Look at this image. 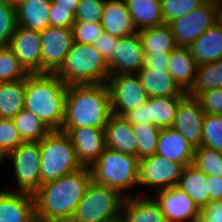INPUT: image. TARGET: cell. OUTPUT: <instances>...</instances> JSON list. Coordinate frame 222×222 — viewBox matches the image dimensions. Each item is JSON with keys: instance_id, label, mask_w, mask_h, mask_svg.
I'll return each mask as SVG.
<instances>
[{"instance_id": "cell-1", "label": "cell", "mask_w": 222, "mask_h": 222, "mask_svg": "<svg viewBox=\"0 0 222 222\" xmlns=\"http://www.w3.org/2000/svg\"><path fill=\"white\" fill-rule=\"evenodd\" d=\"M92 182L89 167L43 183L33 194L35 217L48 222H69Z\"/></svg>"}, {"instance_id": "cell-2", "label": "cell", "mask_w": 222, "mask_h": 222, "mask_svg": "<svg viewBox=\"0 0 222 222\" xmlns=\"http://www.w3.org/2000/svg\"><path fill=\"white\" fill-rule=\"evenodd\" d=\"M111 114L107 83L68 86L62 128L105 129Z\"/></svg>"}, {"instance_id": "cell-3", "label": "cell", "mask_w": 222, "mask_h": 222, "mask_svg": "<svg viewBox=\"0 0 222 222\" xmlns=\"http://www.w3.org/2000/svg\"><path fill=\"white\" fill-rule=\"evenodd\" d=\"M68 85L55 73H34L26 78L24 109L50 130H61Z\"/></svg>"}, {"instance_id": "cell-4", "label": "cell", "mask_w": 222, "mask_h": 222, "mask_svg": "<svg viewBox=\"0 0 222 222\" xmlns=\"http://www.w3.org/2000/svg\"><path fill=\"white\" fill-rule=\"evenodd\" d=\"M55 74L68 86L106 83L110 76L108 63L96 47L76 42Z\"/></svg>"}, {"instance_id": "cell-5", "label": "cell", "mask_w": 222, "mask_h": 222, "mask_svg": "<svg viewBox=\"0 0 222 222\" xmlns=\"http://www.w3.org/2000/svg\"><path fill=\"white\" fill-rule=\"evenodd\" d=\"M92 180L118 191L125 198L131 187L138 186L139 159L137 156L124 154L110 148H105L98 160L90 167Z\"/></svg>"}, {"instance_id": "cell-6", "label": "cell", "mask_w": 222, "mask_h": 222, "mask_svg": "<svg viewBox=\"0 0 222 222\" xmlns=\"http://www.w3.org/2000/svg\"><path fill=\"white\" fill-rule=\"evenodd\" d=\"M41 185L83 168L67 132L51 130L40 142Z\"/></svg>"}, {"instance_id": "cell-7", "label": "cell", "mask_w": 222, "mask_h": 222, "mask_svg": "<svg viewBox=\"0 0 222 222\" xmlns=\"http://www.w3.org/2000/svg\"><path fill=\"white\" fill-rule=\"evenodd\" d=\"M125 197L92 180L69 222H109L121 217Z\"/></svg>"}, {"instance_id": "cell-8", "label": "cell", "mask_w": 222, "mask_h": 222, "mask_svg": "<svg viewBox=\"0 0 222 222\" xmlns=\"http://www.w3.org/2000/svg\"><path fill=\"white\" fill-rule=\"evenodd\" d=\"M13 162L17 190L33 195L41 186L39 142H23L7 155Z\"/></svg>"}, {"instance_id": "cell-9", "label": "cell", "mask_w": 222, "mask_h": 222, "mask_svg": "<svg viewBox=\"0 0 222 222\" xmlns=\"http://www.w3.org/2000/svg\"><path fill=\"white\" fill-rule=\"evenodd\" d=\"M217 23V3L207 0L203 5L187 13L185 16L175 18L168 25L178 47H189L209 27Z\"/></svg>"}, {"instance_id": "cell-10", "label": "cell", "mask_w": 222, "mask_h": 222, "mask_svg": "<svg viewBox=\"0 0 222 222\" xmlns=\"http://www.w3.org/2000/svg\"><path fill=\"white\" fill-rule=\"evenodd\" d=\"M106 83L114 114L123 116L147 101L148 95L137 74L110 75Z\"/></svg>"}, {"instance_id": "cell-11", "label": "cell", "mask_w": 222, "mask_h": 222, "mask_svg": "<svg viewBox=\"0 0 222 222\" xmlns=\"http://www.w3.org/2000/svg\"><path fill=\"white\" fill-rule=\"evenodd\" d=\"M184 165L157 154L139 160L138 185L162 190L177 186Z\"/></svg>"}, {"instance_id": "cell-12", "label": "cell", "mask_w": 222, "mask_h": 222, "mask_svg": "<svg viewBox=\"0 0 222 222\" xmlns=\"http://www.w3.org/2000/svg\"><path fill=\"white\" fill-rule=\"evenodd\" d=\"M42 73H55L63 64L74 42L71 28L49 26L40 31Z\"/></svg>"}, {"instance_id": "cell-13", "label": "cell", "mask_w": 222, "mask_h": 222, "mask_svg": "<svg viewBox=\"0 0 222 222\" xmlns=\"http://www.w3.org/2000/svg\"><path fill=\"white\" fill-rule=\"evenodd\" d=\"M155 200L167 222H196L200 219L201 210L194 200L177 186L157 192Z\"/></svg>"}, {"instance_id": "cell-14", "label": "cell", "mask_w": 222, "mask_h": 222, "mask_svg": "<svg viewBox=\"0 0 222 222\" xmlns=\"http://www.w3.org/2000/svg\"><path fill=\"white\" fill-rule=\"evenodd\" d=\"M8 47L29 74L42 73L40 31L17 25Z\"/></svg>"}, {"instance_id": "cell-15", "label": "cell", "mask_w": 222, "mask_h": 222, "mask_svg": "<svg viewBox=\"0 0 222 222\" xmlns=\"http://www.w3.org/2000/svg\"><path fill=\"white\" fill-rule=\"evenodd\" d=\"M205 113L197 98L186 95L179 103L177 114L171 126L193 147L201 146Z\"/></svg>"}, {"instance_id": "cell-16", "label": "cell", "mask_w": 222, "mask_h": 222, "mask_svg": "<svg viewBox=\"0 0 222 222\" xmlns=\"http://www.w3.org/2000/svg\"><path fill=\"white\" fill-rule=\"evenodd\" d=\"M115 49L113 58L108 63L110 75L137 74L144 63L139 32L118 38Z\"/></svg>"}, {"instance_id": "cell-17", "label": "cell", "mask_w": 222, "mask_h": 222, "mask_svg": "<svg viewBox=\"0 0 222 222\" xmlns=\"http://www.w3.org/2000/svg\"><path fill=\"white\" fill-rule=\"evenodd\" d=\"M71 137L79 162L91 167L106 148L104 129L93 127L61 128Z\"/></svg>"}, {"instance_id": "cell-18", "label": "cell", "mask_w": 222, "mask_h": 222, "mask_svg": "<svg viewBox=\"0 0 222 222\" xmlns=\"http://www.w3.org/2000/svg\"><path fill=\"white\" fill-rule=\"evenodd\" d=\"M193 147L177 130L172 127L161 128L155 154L184 166L193 163Z\"/></svg>"}, {"instance_id": "cell-19", "label": "cell", "mask_w": 222, "mask_h": 222, "mask_svg": "<svg viewBox=\"0 0 222 222\" xmlns=\"http://www.w3.org/2000/svg\"><path fill=\"white\" fill-rule=\"evenodd\" d=\"M34 218L33 195L0 190V222H30Z\"/></svg>"}, {"instance_id": "cell-20", "label": "cell", "mask_w": 222, "mask_h": 222, "mask_svg": "<svg viewBox=\"0 0 222 222\" xmlns=\"http://www.w3.org/2000/svg\"><path fill=\"white\" fill-rule=\"evenodd\" d=\"M105 33L120 38L137 33L125 0H106L101 19Z\"/></svg>"}, {"instance_id": "cell-21", "label": "cell", "mask_w": 222, "mask_h": 222, "mask_svg": "<svg viewBox=\"0 0 222 222\" xmlns=\"http://www.w3.org/2000/svg\"><path fill=\"white\" fill-rule=\"evenodd\" d=\"M106 147L137 156V140L132 125L121 115L112 113L104 129Z\"/></svg>"}, {"instance_id": "cell-22", "label": "cell", "mask_w": 222, "mask_h": 222, "mask_svg": "<svg viewBox=\"0 0 222 222\" xmlns=\"http://www.w3.org/2000/svg\"><path fill=\"white\" fill-rule=\"evenodd\" d=\"M137 75L148 97L186 96L170 75L168 69L141 68Z\"/></svg>"}, {"instance_id": "cell-23", "label": "cell", "mask_w": 222, "mask_h": 222, "mask_svg": "<svg viewBox=\"0 0 222 222\" xmlns=\"http://www.w3.org/2000/svg\"><path fill=\"white\" fill-rule=\"evenodd\" d=\"M121 217L125 222H167L155 198L140 195L124 199Z\"/></svg>"}, {"instance_id": "cell-24", "label": "cell", "mask_w": 222, "mask_h": 222, "mask_svg": "<svg viewBox=\"0 0 222 222\" xmlns=\"http://www.w3.org/2000/svg\"><path fill=\"white\" fill-rule=\"evenodd\" d=\"M189 49L197 66L222 59V26L217 22L209 27Z\"/></svg>"}, {"instance_id": "cell-25", "label": "cell", "mask_w": 222, "mask_h": 222, "mask_svg": "<svg viewBox=\"0 0 222 222\" xmlns=\"http://www.w3.org/2000/svg\"><path fill=\"white\" fill-rule=\"evenodd\" d=\"M197 67L189 47H177L170 52L168 71L184 92L192 87Z\"/></svg>"}, {"instance_id": "cell-26", "label": "cell", "mask_w": 222, "mask_h": 222, "mask_svg": "<svg viewBox=\"0 0 222 222\" xmlns=\"http://www.w3.org/2000/svg\"><path fill=\"white\" fill-rule=\"evenodd\" d=\"M51 0H22L15 5L17 25L43 31L50 26Z\"/></svg>"}, {"instance_id": "cell-27", "label": "cell", "mask_w": 222, "mask_h": 222, "mask_svg": "<svg viewBox=\"0 0 222 222\" xmlns=\"http://www.w3.org/2000/svg\"><path fill=\"white\" fill-rule=\"evenodd\" d=\"M177 187L185 191L200 210L211 202L208 193L207 175L193 164L185 166Z\"/></svg>"}, {"instance_id": "cell-28", "label": "cell", "mask_w": 222, "mask_h": 222, "mask_svg": "<svg viewBox=\"0 0 222 222\" xmlns=\"http://www.w3.org/2000/svg\"><path fill=\"white\" fill-rule=\"evenodd\" d=\"M131 19L138 31L165 24L161 0H125Z\"/></svg>"}, {"instance_id": "cell-29", "label": "cell", "mask_w": 222, "mask_h": 222, "mask_svg": "<svg viewBox=\"0 0 222 222\" xmlns=\"http://www.w3.org/2000/svg\"><path fill=\"white\" fill-rule=\"evenodd\" d=\"M26 78L0 82V118L12 119L24 108Z\"/></svg>"}, {"instance_id": "cell-30", "label": "cell", "mask_w": 222, "mask_h": 222, "mask_svg": "<svg viewBox=\"0 0 222 222\" xmlns=\"http://www.w3.org/2000/svg\"><path fill=\"white\" fill-rule=\"evenodd\" d=\"M144 53H170L177 43L168 24L138 31Z\"/></svg>"}, {"instance_id": "cell-31", "label": "cell", "mask_w": 222, "mask_h": 222, "mask_svg": "<svg viewBox=\"0 0 222 222\" xmlns=\"http://www.w3.org/2000/svg\"><path fill=\"white\" fill-rule=\"evenodd\" d=\"M185 96L148 97L149 124L159 128H168L173 125L180 101Z\"/></svg>"}, {"instance_id": "cell-32", "label": "cell", "mask_w": 222, "mask_h": 222, "mask_svg": "<svg viewBox=\"0 0 222 222\" xmlns=\"http://www.w3.org/2000/svg\"><path fill=\"white\" fill-rule=\"evenodd\" d=\"M216 88H222V59L197 67L194 83L187 95L197 98L201 93Z\"/></svg>"}, {"instance_id": "cell-33", "label": "cell", "mask_w": 222, "mask_h": 222, "mask_svg": "<svg viewBox=\"0 0 222 222\" xmlns=\"http://www.w3.org/2000/svg\"><path fill=\"white\" fill-rule=\"evenodd\" d=\"M12 120L23 142H40L51 131L38 117L24 108Z\"/></svg>"}, {"instance_id": "cell-34", "label": "cell", "mask_w": 222, "mask_h": 222, "mask_svg": "<svg viewBox=\"0 0 222 222\" xmlns=\"http://www.w3.org/2000/svg\"><path fill=\"white\" fill-rule=\"evenodd\" d=\"M132 128L138 145V159L141 160L155 154L161 128L147 123L132 125Z\"/></svg>"}, {"instance_id": "cell-35", "label": "cell", "mask_w": 222, "mask_h": 222, "mask_svg": "<svg viewBox=\"0 0 222 222\" xmlns=\"http://www.w3.org/2000/svg\"><path fill=\"white\" fill-rule=\"evenodd\" d=\"M192 164L206 175L222 177V152L204 146L196 147Z\"/></svg>"}, {"instance_id": "cell-36", "label": "cell", "mask_w": 222, "mask_h": 222, "mask_svg": "<svg viewBox=\"0 0 222 222\" xmlns=\"http://www.w3.org/2000/svg\"><path fill=\"white\" fill-rule=\"evenodd\" d=\"M28 75L13 51L8 46L0 47V82L16 81Z\"/></svg>"}, {"instance_id": "cell-37", "label": "cell", "mask_w": 222, "mask_h": 222, "mask_svg": "<svg viewBox=\"0 0 222 222\" xmlns=\"http://www.w3.org/2000/svg\"><path fill=\"white\" fill-rule=\"evenodd\" d=\"M201 146L222 152V115L205 114Z\"/></svg>"}, {"instance_id": "cell-38", "label": "cell", "mask_w": 222, "mask_h": 222, "mask_svg": "<svg viewBox=\"0 0 222 222\" xmlns=\"http://www.w3.org/2000/svg\"><path fill=\"white\" fill-rule=\"evenodd\" d=\"M17 27L16 7L9 0H0V47L9 46Z\"/></svg>"}, {"instance_id": "cell-39", "label": "cell", "mask_w": 222, "mask_h": 222, "mask_svg": "<svg viewBox=\"0 0 222 222\" xmlns=\"http://www.w3.org/2000/svg\"><path fill=\"white\" fill-rule=\"evenodd\" d=\"M207 0H161V15L165 24L185 16L203 5Z\"/></svg>"}, {"instance_id": "cell-40", "label": "cell", "mask_w": 222, "mask_h": 222, "mask_svg": "<svg viewBox=\"0 0 222 222\" xmlns=\"http://www.w3.org/2000/svg\"><path fill=\"white\" fill-rule=\"evenodd\" d=\"M106 0H80L75 23H101Z\"/></svg>"}, {"instance_id": "cell-41", "label": "cell", "mask_w": 222, "mask_h": 222, "mask_svg": "<svg viewBox=\"0 0 222 222\" xmlns=\"http://www.w3.org/2000/svg\"><path fill=\"white\" fill-rule=\"evenodd\" d=\"M23 143L12 119L0 118V148L8 155Z\"/></svg>"}, {"instance_id": "cell-42", "label": "cell", "mask_w": 222, "mask_h": 222, "mask_svg": "<svg viewBox=\"0 0 222 222\" xmlns=\"http://www.w3.org/2000/svg\"><path fill=\"white\" fill-rule=\"evenodd\" d=\"M73 40L79 44H95L101 37V23H74L72 25Z\"/></svg>"}, {"instance_id": "cell-43", "label": "cell", "mask_w": 222, "mask_h": 222, "mask_svg": "<svg viewBox=\"0 0 222 222\" xmlns=\"http://www.w3.org/2000/svg\"><path fill=\"white\" fill-rule=\"evenodd\" d=\"M197 99L205 114L222 115V88L207 90L201 93Z\"/></svg>"}, {"instance_id": "cell-44", "label": "cell", "mask_w": 222, "mask_h": 222, "mask_svg": "<svg viewBox=\"0 0 222 222\" xmlns=\"http://www.w3.org/2000/svg\"><path fill=\"white\" fill-rule=\"evenodd\" d=\"M49 17L50 26L72 28L75 23V16L70 8L55 6L54 0H51Z\"/></svg>"}, {"instance_id": "cell-45", "label": "cell", "mask_w": 222, "mask_h": 222, "mask_svg": "<svg viewBox=\"0 0 222 222\" xmlns=\"http://www.w3.org/2000/svg\"><path fill=\"white\" fill-rule=\"evenodd\" d=\"M118 38L103 32L101 37L96 41L94 46L101 53L107 63H109L114 55Z\"/></svg>"}, {"instance_id": "cell-46", "label": "cell", "mask_w": 222, "mask_h": 222, "mask_svg": "<svg viewBox=\"0 0 222 222\" xmlns=\"http://www.w3.org/2000/svg\"><path fill=\"white\" fill-rule=\"evenodd\" d=\"M201 222H222V200L210 202L200 212Z\"/></svg>"}, {"instance_id": "cell-47", "label": "cell", "mask_w": 222, "mask_h": 222, "mask_svg": "<svg viewBox=\"0 0 222 222\" xmlns=\"http://www.w3.org/2000/svg\"><path fill=\"white\" fill-rule=\"evenodd\" d=\"M123 117L131 124H149V105L146 101L139 107L126 112Z\"/></svg>"}, {"instance_id": "cell-48", "label": "cell", "mask_w": 222, "mask_h": 222, "mask_svg": "<svg viewBox=\"0 0 222 222\" xmlns=\"http://www.w3.org/2000/svg\"><path fill=\"white\" fill-rule=\"evenodd\" d=\"M170 53H144L142 68L168 69Z\"/></svg>"}, {"instance_id": "cell-49", "label": "cell", "mask_w": 222, "mask_h": 222, "mask_svg": "<svg viewBox=\"0 0 222 222\" xmlns=\"http://www.w3.org/2000/svg\"><path fill=\"white\" fill-rule=\"evenodd\" d=\"M210 201L222 200V177L207 175Z\"/></svg>"}, {"instance_id": "cell-50", "label": "cell", "mask_w": 222, "mask_h": 222, "mask_svg": "<svg viewBox=\"0 0 222 222\" xmlns=\"http://www.w3.org/2000/svg\"><path fill=\"white\" fill-rule=\"evenodd\" d=\"M54 1H55V6L69 7L70 10L75 14L76 9L79 6L80 0H54Z\"/></svg>"}, {"instance_id": "cell-51", "label": "cell", "mask_w": 222, "mask_h": 222, "mask_svg": "<svg viewBox=\"0 0 222 222\" xmlns=\"http://www.w3.org/2000/svg\"><path fill=\"white\" fill-rule=\"evenodd\" d=\"M217 22L222 26V2L217 3Z\"/></svg>"}, {"instance_id": "cell-52", "label": "cell", "mask_w": 222, "mask_h": 222, "mask_svg": "<svg viewBox=\"0 0 222 222\" xmlns=\"http://www.w3.org/2000/svg\"><path fill=\"white\" fill-rule=\"evenodd\" d=\"M7 158L6 153L0 148V164Z\"/></svg>"}, {"instance_id": "cell-53", "label": "cell", "mask_w": 222, "mask_h": 222, "mask_svg": "<svg viewBox=\"0 0 222 222\" xmlns=\"http://www.w3.org/2000/svg\"><path fill=\"white\" fill-rule=\"evenodd\" d=\"M30 222H48V221H46V220H41V219L35 217V218H34L32 221H30Z\"/></svg>"}, {"instance_id": "cell-54", "label": "cell", "mask_w": 222, "mask_h": 222, "mask_svg": "<svg viewBox=\"0 0 222 222\" xmlns=\"http://www.w3.org/2000/svg\"><path fill=\"white\" fill-rule=\"evenodd\" d=\"M109 222H125V221L123 220V218H122V217H119V218L114 219V220L109 221Z\"/></svg>"}, {"instance_id": "cell-55", "label": "cell", "mask_w": 222, "mask_h": 222, "mask_svg": "<svg viewBox=\"0 0 222 222\" xmlns=\"http://www.w3.org/2000/svg\"><path fill=\"white\" fill-rule=\"evenodd\" d=\"M22 0H11V3L16 5L17 3L21 2Z\"/></svg>"}, {"instance_id": "cell-56", "label": "cell", "mask_w": 222, "mask_h": 222, "mask_svg": "<svg viewBox=\"0 0 222 222\" xmlns=\"http://www.w3.org/2000/svg\"><path fill=\"white\" fill-rule=\"evenodd\" d=\"M215 2H216V3H220V2H222V0H215Z\"/></svg>"}]
</instances>
